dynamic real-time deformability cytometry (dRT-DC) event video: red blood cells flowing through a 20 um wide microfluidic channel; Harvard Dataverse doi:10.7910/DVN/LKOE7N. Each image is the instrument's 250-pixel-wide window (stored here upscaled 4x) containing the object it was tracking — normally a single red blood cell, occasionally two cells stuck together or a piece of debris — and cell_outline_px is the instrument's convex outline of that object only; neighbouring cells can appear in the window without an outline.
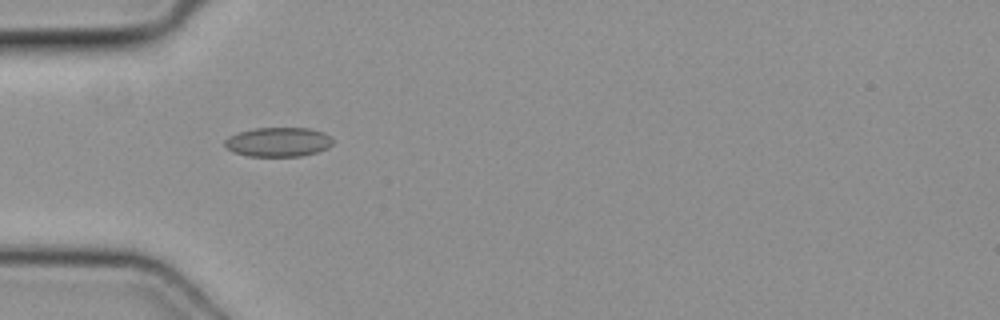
{"species": "common noctule bat (a hibernating species)", "species_latin": "Nyctalus noctula", "temperature_condition": "cold", "stored_images_in_passage": 3, "camera_frame_rate_fps": 3000, "um_per_image_px": 0.085, "animal": {"sex": "female", "body_mass_g": 19.3, "forearm_length_mm": 54.1}, "frame": {"image": 1, "passage_image": 2, "time_ms": 0.333, "image_size_px": [1000, 320], "cell_outline_px": [[332, 144], [328, 148], [316, 152], [300, 156], [248, 156], [232, 152], [224, 144], [224, 140], [228, 136], [240, 132], [256, 128], [308, 128], [324, 132], [332, 136]], "centroid_in_image_um": [23.66, 12.07], "position_along_channel_um": 61.3, "area_um2": 18.5}}
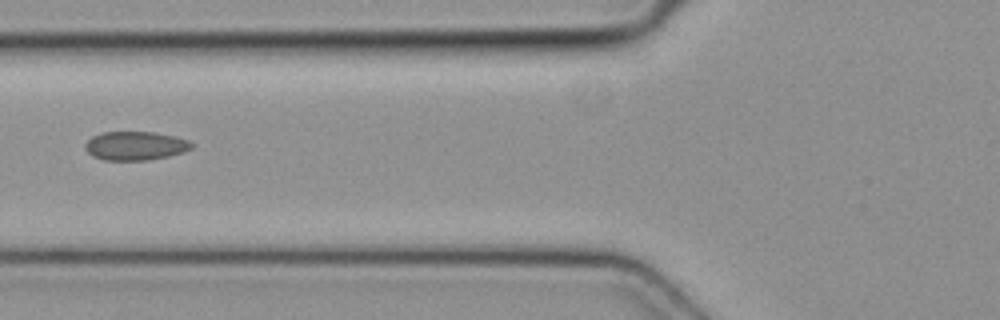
{"frame": {"image": 2, "passage_image": 3, "time_ms": 0.667, "image_size_px": [1000, 320], "cell_outline_px": [[196, 144], [192, 148], [184, 152], [168, 156], [148, 160], [104, 160], [92, 156], [84, 148], [84, 144], [92, 136], [104, 132], [156, 132], [176, 136], [188, 140]], "centroid_in_image_um": [11.53, 12.39], "position_along_channel_um": 114.3, "area_um2": 18.03}}